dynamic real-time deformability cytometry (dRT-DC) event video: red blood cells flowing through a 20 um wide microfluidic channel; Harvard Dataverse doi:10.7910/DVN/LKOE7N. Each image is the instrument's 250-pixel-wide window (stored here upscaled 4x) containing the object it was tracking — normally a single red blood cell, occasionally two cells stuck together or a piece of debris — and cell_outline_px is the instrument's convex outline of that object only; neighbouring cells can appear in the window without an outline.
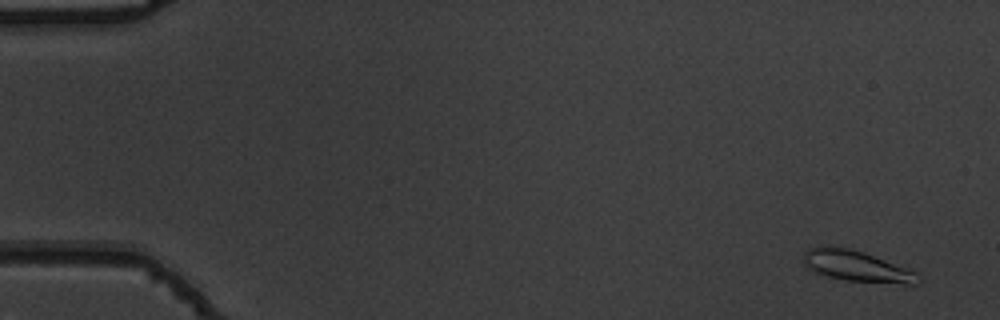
{"species": "common noctule bat (a hibernating species)", "species_latin": "Nyctalus noctula", "temperature_condition": "warm", "stored_images_in_passage": 13, "camera_frame_rate_fps": 3000, "um_per_image_px": 0.085, "animal": {"sex": "male", "body_mass_g": 19.5, "forearm_length_mm": 54.6}, "frame": {"image": 1, "passage_image": 3, "time_ms": 0.667, "image_size_px": [1000, 320], "cell_outline_px": [[924, 280], [916, 284], [904, 284], [844, 280], [824, 276], [804, 268], [804, 252], [808, 248], [824, 244], [848, 248], [872, 256], [904, 268], [920, 276]], "centroid_in_image_um": [72.7, 22.63], "position_along_channel_um": 12.3, "area_um2": 20.58}}